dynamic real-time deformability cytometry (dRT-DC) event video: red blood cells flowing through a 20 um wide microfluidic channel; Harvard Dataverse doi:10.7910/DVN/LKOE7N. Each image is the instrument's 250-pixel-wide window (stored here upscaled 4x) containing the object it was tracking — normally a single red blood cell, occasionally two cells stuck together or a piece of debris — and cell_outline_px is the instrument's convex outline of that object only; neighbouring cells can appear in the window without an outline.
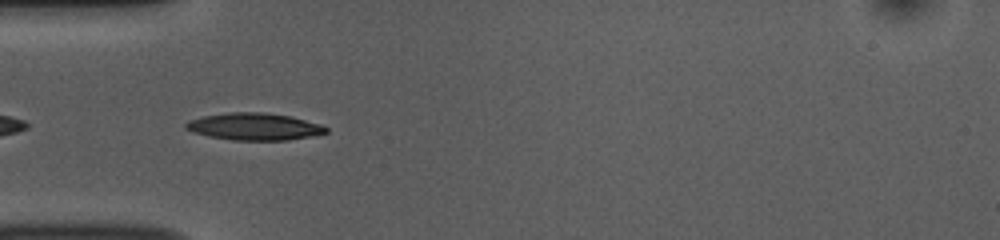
{"species": "common noctule bat (a hibernating species)", "species_latin": "Nyctalus noctula", "temperature_condition": "room temperature", "stored_images_in_passage": 38, "camera_frame_rate_fps": 3000, "um_per_image_px": 0.085, "animal": {"sex": "female", "body_mass_g": 10.0, "forearm_length_mm": 53.1}, "frame": {"image": 1, "passage_image": 2, "time_ms": 0.333, "image_size_px": [1000, 240], "cell_outline_px": [[328, 132], [312, 136], [288, 140], [232, 140], [208, 136], [192, 132], [184, 128], [184, 124], [188, 120], [204, 116], [228, 112], [264, 112], [292, 116], [320, 124], [328, 128]], "centroid_in_image_um": [21.6, 10.76], "position_along_channel_um": 63.4, "area_um2": 22.31}}
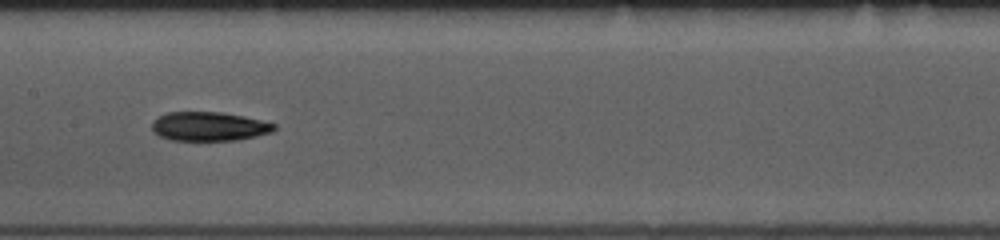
{"frame": {"image": 2, "passage_image": 12, "time_ms": 3.667, "image_size_px": [1000, 240], "cell_outline_px": [[276, 128], [272, 132], [256, 136], [236, 140], [172, 140], [160, 136], [152, 128], [152, 120], [168, 112], [220, 112], [244, 116], [276, 124]], "centroid_in_image_um": [17.78, 10.74], "position_along_channel_um": 189.6, "area_um2": 20.52}}
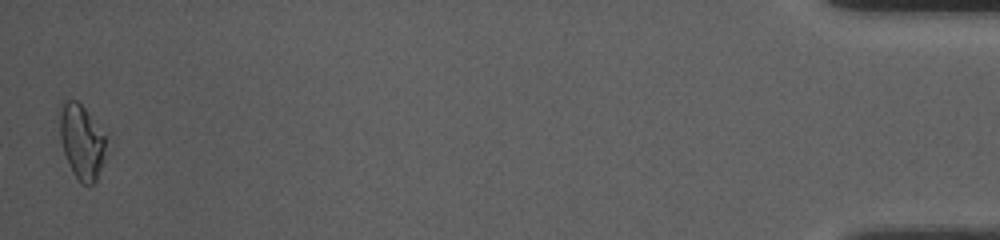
{"frame": {"image": 3, "passage_image": 38, "time_ms": 12.333, "image_size_px": [1000, 240], "cell_outline_px": [[108, 136], [104, 160], [96, 180], [92, 184], [80, 184], [72, 172], [64, 152], [60, 140], [56, 112], [60, 100], [76, 100], [84, 108]], "centroid_in_image_um": [6.9, 11.98], "position_along_channel_um": 428.3, "area_um2": 21.04}, "authors_computed_cell_mechanics": {"area_um2": 20.519, "velocity_mm_per_s": 3.8036, "shape_relaxation_time_tau1_ms": 3.1395, "shape_relaxation_time_tau2_ms": null, "deformation_change_tau1": 0.1341, "deformation_change_tau2": null}}